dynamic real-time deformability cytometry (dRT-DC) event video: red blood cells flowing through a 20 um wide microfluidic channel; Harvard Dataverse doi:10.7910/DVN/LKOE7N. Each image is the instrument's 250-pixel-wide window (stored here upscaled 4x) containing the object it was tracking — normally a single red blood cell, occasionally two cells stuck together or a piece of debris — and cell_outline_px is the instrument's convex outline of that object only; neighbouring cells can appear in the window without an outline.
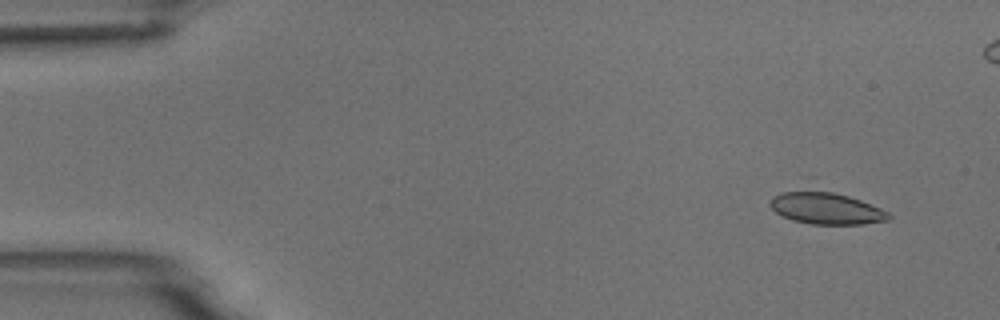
{"species": "common noctule bat (a hibernating species)", "species_latin": "Nyctalus noctula", "temperature_condition": "room temperature", "stored_images_in_passage": 5, "camera_frame_rate_fps": 3000, "um_per_image_px": 0.085, "animal": {"sex": "male", "body_mass_g": 18.8}, "frame": {"image": 1, "passage_image": 1, "time_ms": 0.0, "image_size_px": [1000, 320], "cell_outline_px": [[892, 216], [888, 220], [864, 224], [812, 224], [792, 220], [776, 212], [768, 204], [768, 200], [772, 196], [780, 192], [832, 192], [848, 196], [860, 200], [880, 208], [888, 212]], "centroid_in_image_um": [70.21, 17.73], "position_along_channel_um": 14.8, "area_um2": 21.56}}